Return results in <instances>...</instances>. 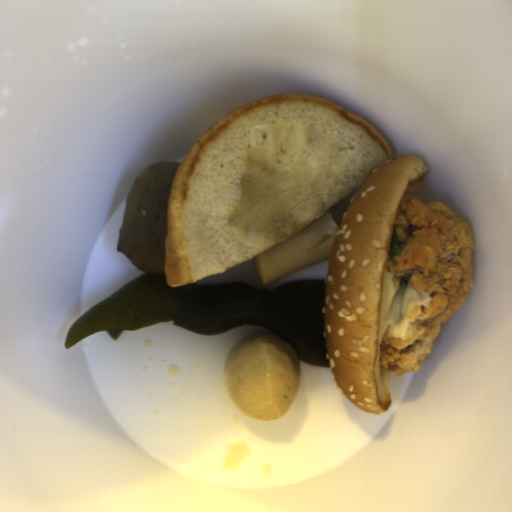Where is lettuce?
Masks as SVG:
<instances>
[{"label":"lettuce","mask_w":512,"mask_h":512,"mask_svg":"<svg viewBox=\"0 0 512 512\" xmlns=\"http://www.w3.org/2000/svg\"><path fill=\"white\" fill-rule=\"evenodd\" d=\"M405 244H406V241H403L402 243L399 242L397 231L395 229L393 231L392 242L390 245V250L388 252V256L392 257V258L396 257V256H400V252Z\"/></svg>","instance_id":"obj_1"}]
</instances>
